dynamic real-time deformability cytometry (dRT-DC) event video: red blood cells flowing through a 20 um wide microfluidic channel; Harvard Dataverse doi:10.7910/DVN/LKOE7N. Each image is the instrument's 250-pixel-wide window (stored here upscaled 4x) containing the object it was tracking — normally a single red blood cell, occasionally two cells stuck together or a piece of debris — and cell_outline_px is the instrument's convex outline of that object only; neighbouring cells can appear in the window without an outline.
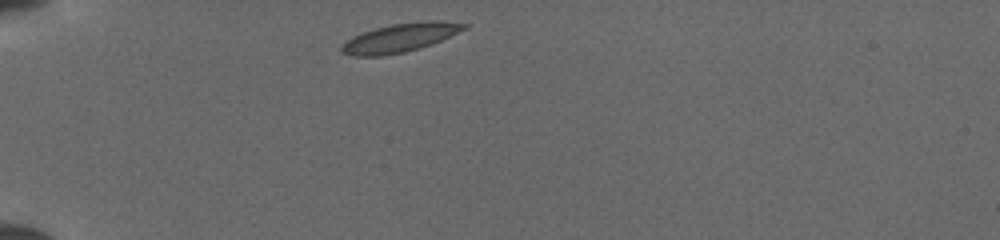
{"species": "common noctule bat (a hibernating species)", "species_latin": "Nyctalus noctula", "temperature_condition": "cold", "stored_images_in_passage": 37, "camera_frame_rate_fps": 3000, "um_per_image_px": 0.085, "animal": {"sex": "female", "body_mass_g": 19.5, "forearm_length_mm": 54.1}, "frame": {"image": 1, "passage_image": 1, "time_ms": 0.0, "image_size_px": [1000, 240], "cell_outline_px": [[468, 28], [432, 44], [404, 52], [380, 56], [352, 56], [340, 52], [340, 48], [352, 36], [376, 28], [392, 24], [420, 20], [444, 20], [468, 24]], "centroid_in_image_um": [34.05, 3.19], "position_along_channel_um": 51.0, "area_um2": 20.52}}
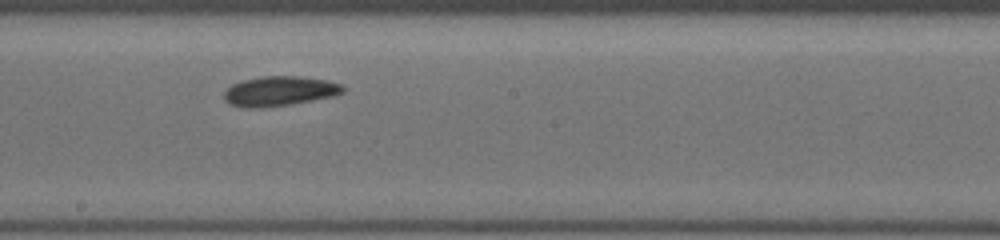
{"frame": {"image": 2, "passage_image": 16, "time_ms": 5.0, "image_size_px": [1000, 240], "cell_outline_px": [[344, 92], [332, 96], [312, 100], [288, 104], [260, 108], [244, 108], [228, 104], [224, 100], [224, 92], [232, 84], [244, 80], [260, 76], [300, 76], [328, 80], [344, 84]], "centroid_in_image_um": [23.75, 7.74], "position_along_channel_um": 224.5, "area_um2": 20.69}}
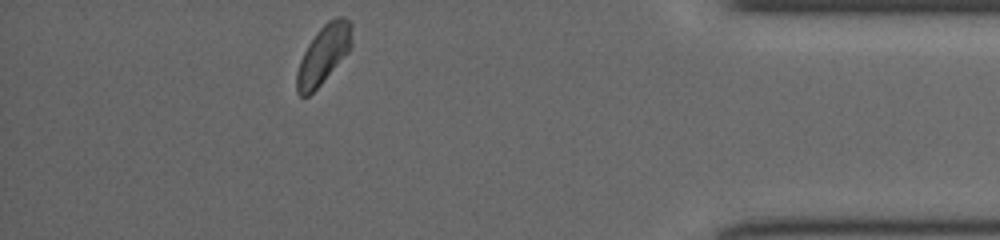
{"frame": {"image": 3, "passage_image": 32, "time_ms": 10.333, "image_size_px": [1000, 240], "cell_outline_px": [[352, 44], [348, 52], [320, 84], [308, 96], [300, 96], [296, 92], [296, 72], [300, 60], [308, 44], [316, 32], [328, 20], [336, 16], [344, 16], [352, 24]], "centroid_in_image_um": [27.49, 4.6], "position_along_channel_um": 407.7, "area_um2": 18.73}}